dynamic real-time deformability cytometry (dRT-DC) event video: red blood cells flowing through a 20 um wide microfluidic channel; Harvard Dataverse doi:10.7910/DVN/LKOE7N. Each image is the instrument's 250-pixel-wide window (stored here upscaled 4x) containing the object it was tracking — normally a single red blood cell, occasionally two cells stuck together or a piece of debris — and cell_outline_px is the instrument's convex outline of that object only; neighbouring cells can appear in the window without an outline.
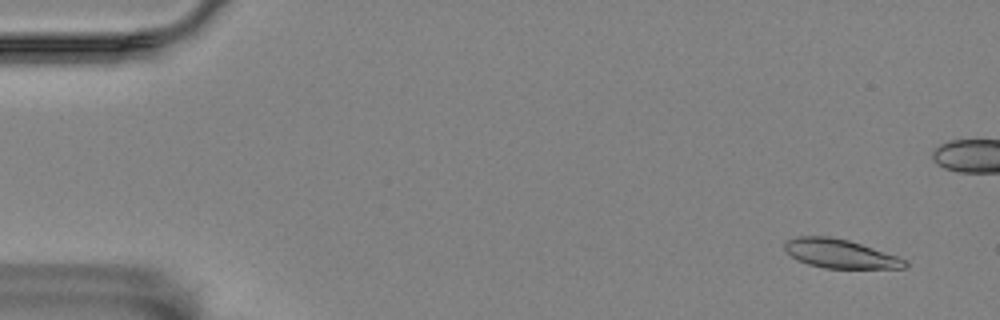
{"species": "Egyptian fruit bat (a non-hibernating species)", "species_latin": "Rousettus aegyptiacus", "temperature_condition": "room temperature", "stored_images_in_passage": 58, "camera_frame_rate_fps": 3000, "um_per_image_px": 0.085, "animal": {"sex": "female"}, "frame": {"image": 1, "passage_image": 4, "time_ms": 1.0, "image_size_px": [1000, 320], "cell_outline_px": [[908, 264], [904, 268], [824, 268], [808, 264], [796, 260], [784, 248], [784, 240], [796, 236], [832, 236], [848, 240], [896, 256], [904, 260]], "centroid_in_image_um": [71.33, 21.55], "position_along_channel_um": 13.7, "area_um2": 20.06}}
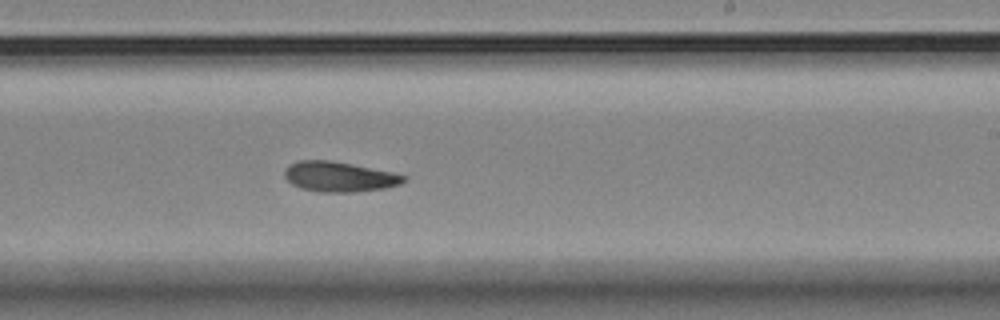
{"frame": {"image": 2, "passage_image": 35, "time_ms": 11.333, "image_size_px": [1000, 320], "cell_outline_px": [[408, 180], [400, 184], [384, 188], [356, 192], [320, 192], [300, 188], [292, 184], [284, 176], [284, 172], [288, 164], [300, 160], [332, 160], [392, 172], [408, 176]], "centroid_in_image_um": [28.84, 15.02], "position_along_channel_um": 260.2, "area_um2": 21.04}}
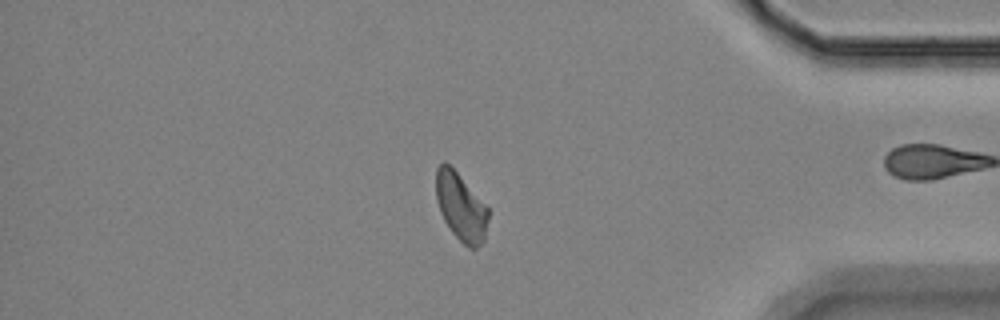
{"frame": {"image": 3, "passage_image": 49, "time_ms": 16.0, "image_size_px": [1000, 320], "cell_outline_px": [[488, 220], [484, 240], [476, 248], [468, 248], [452, 232], [444, 220], [440, 212], [436, 200], [436, 168], [444, 160], [456, 172], [488, 208]], "centroid_in_image_um": [39.15, 17.59], "position_along_channel_um": 396.0, "area_um2": 20.29}}